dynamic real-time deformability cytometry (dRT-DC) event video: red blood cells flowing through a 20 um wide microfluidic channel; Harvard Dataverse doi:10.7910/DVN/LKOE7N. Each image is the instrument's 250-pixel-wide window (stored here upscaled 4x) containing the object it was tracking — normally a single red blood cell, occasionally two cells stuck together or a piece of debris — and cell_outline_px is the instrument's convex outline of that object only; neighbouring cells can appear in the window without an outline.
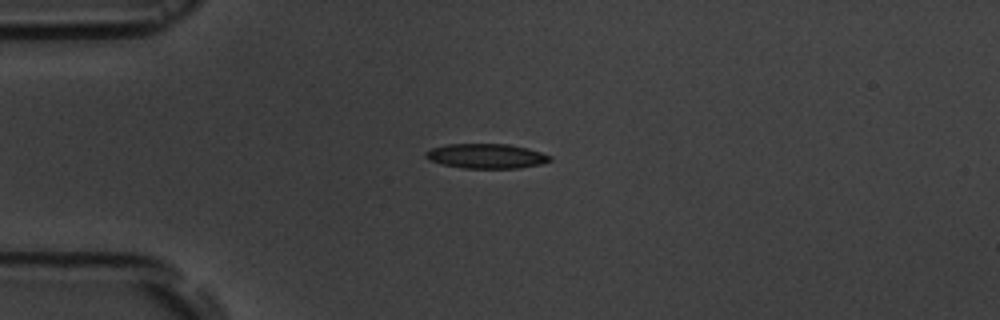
{"species": "common noctule bat (a hibernating species)", "species_latin": "Nyctalus noctula", "temperature_condition": "room temperature", "stored_images_in_passage": 1, "camera_frame_rate_fps": 3000, "um_per_image_px": 0.085, "animal": {"sex": "male", "body_mass_g": 19.5, "forearm_length_mm": 54.6}, "frame": {"image": 1, "passage_image": 1, "time_ms": 0.0, "image_size_px": [1000, 320], "cell_outline_px": [[552, 160], [540, 164], [516, 168], [464, 168], [444, 164], [432, 160], [424, 156], [424, 152], [432, 148], [448, 144], [508, 144], [528, 148], [552, 156]], "centroid_in_image_um": [41.36, 13.26], "position_along_channel_um": 43.6, "area_um2": 17.69}}